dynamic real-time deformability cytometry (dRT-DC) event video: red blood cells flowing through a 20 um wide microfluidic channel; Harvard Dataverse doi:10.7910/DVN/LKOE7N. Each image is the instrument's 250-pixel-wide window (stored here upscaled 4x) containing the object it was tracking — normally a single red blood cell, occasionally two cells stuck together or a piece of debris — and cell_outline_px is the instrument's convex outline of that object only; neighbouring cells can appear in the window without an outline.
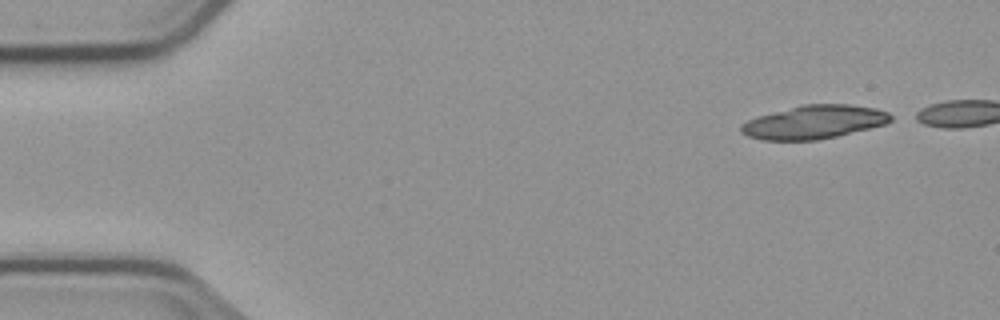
{"species": "common noctule bat (a hibernating species)", "species_latin": "Nyctalus noctula", "temperature_condition": "cold", "stored_images_in_passage": 4, "camera_frame_rate_fps": 3000, "um_per_image_px": 0.085, "animal": {"sex": "male", "body_mass_g": 23.1, "forearm_length_mm": 52.7}, "frame": {"image": 1, "passage_image": 1, "time_ms": 0.0, "image_size_px": [1000, 320], "cell_outline_px": [[892, 120], [884, 124], [836, 136], [816, 140], [764, 140], [748, 136], [740, 132], [740, 124], [756, 116], [804, 104], [848, 104], [876, 108], [888, 112], [892, 116]], "centroid_in_image_um": [69.16, 10.37], "position_along_channel_um": 15.8, "area_um2": 29.02}}